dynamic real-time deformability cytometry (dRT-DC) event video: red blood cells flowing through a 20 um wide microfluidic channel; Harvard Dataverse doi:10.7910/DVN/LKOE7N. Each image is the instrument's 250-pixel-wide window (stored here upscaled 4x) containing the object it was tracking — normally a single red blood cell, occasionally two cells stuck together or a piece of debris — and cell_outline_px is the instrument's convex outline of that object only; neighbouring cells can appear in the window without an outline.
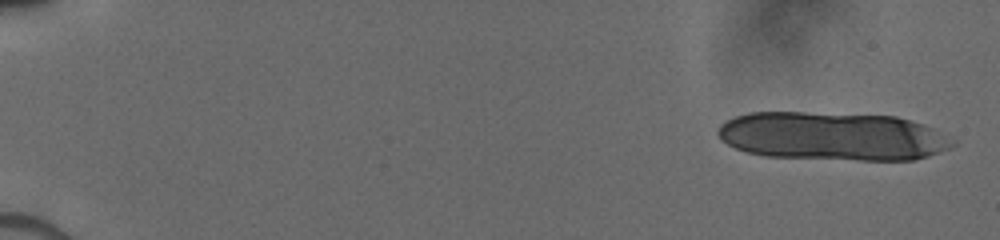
{"species": "human", "species_latin": "Homo sapiens", "temperature_condition": "cold", "stored_images_in_passage": 40, "segment_of_instrument_passage": [1, 2], "camera_frame_rate_fps": 3000, "um_per_image_px": 0.085, "donor": {"sex": "male"}, "frame": {"image": 1, "passage_image": 1, "time_ms": 0.0, "image_size_px": [1000, 240], "cell_outline_px": [[956, 144], [948, 148], [928, 156], [912, 160], [860, 160], [768, 156], [748, 152], [736, 148], [720, 140], [716, 132], [720, 124], [736, 116], [748, 112], [804, 112], [896, 116], [932, 128]], "centroid_in_image_um": [70.69, 11.58], "position_along_channel_um": 14.3, "area_um2": 65.78}}